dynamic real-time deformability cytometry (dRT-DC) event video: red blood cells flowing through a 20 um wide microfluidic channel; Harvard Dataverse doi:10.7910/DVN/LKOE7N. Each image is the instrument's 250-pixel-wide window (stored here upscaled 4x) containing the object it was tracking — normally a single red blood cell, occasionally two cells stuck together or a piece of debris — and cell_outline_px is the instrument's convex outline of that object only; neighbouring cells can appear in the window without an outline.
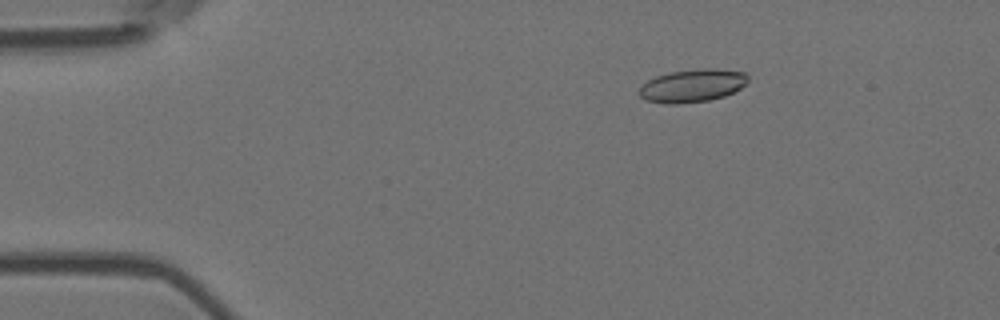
{"species": "Egyptian fruit bat (a non-hibernating species)", "species_latin": "Rousettus aegyptiacus", "temperature_condition": "room temperature", "stored_images_in_passage": 16, "camera_frame_rate_fps": 3000, "um_per_image_px": 0.085, "animal": {"sex": "female"}, "frame": {"image": 1, "passage_image": 10, "time_ms": 3.0, "image_size_px": [1000, 320], "cell_outline_px": [[748, 80], [740, 88], [724, 96], [708, 100], [676, 104], [668, 104], [644, 100], [636, 92], [648, 80], [656, 76], [668, 72], [704, 68], [716, 68], [744, 72], [748, 76]], "centroid_in_image_um": [58.82, 7.27], "position_along_channel_um": 26.2, "area_um2": 20.87}}